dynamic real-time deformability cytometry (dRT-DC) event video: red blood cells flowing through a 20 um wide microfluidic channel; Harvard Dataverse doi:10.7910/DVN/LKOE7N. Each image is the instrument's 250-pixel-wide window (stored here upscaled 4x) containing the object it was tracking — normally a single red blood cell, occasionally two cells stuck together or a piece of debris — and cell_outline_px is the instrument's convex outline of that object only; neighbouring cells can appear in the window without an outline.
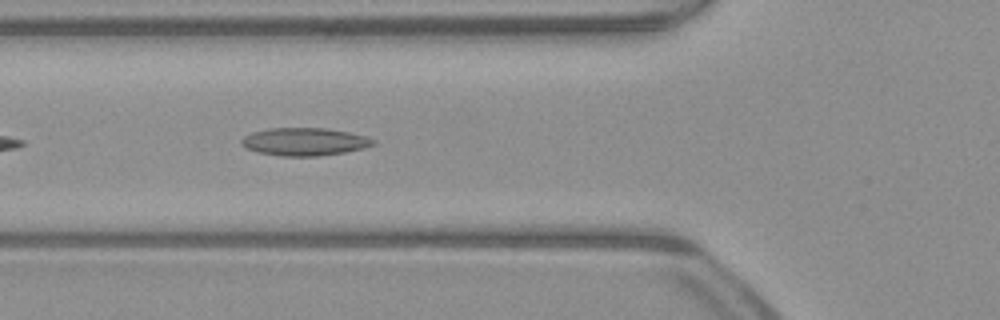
{"species": "common noctule bat (a hibernating species)", "species_latin": "Nyctalus noctula", "temperature_condition": "warm", "stored_images_in_passage": 32, "camera_frame_rate_fps": 3000, "um_per_image_px": 0.085, "animal": {"sex": "male", "body_mass_g": 23.1, "forearm_length_mm": 52.7}, "frame": {"image": 1, "passage_image": 5, "time_ms": 1.333, "image_size_px": [1000, 320], "cell_outline_px": [[376, 144], [364, 148], [344, 152], [316, 156], [280, 156], [256, 152], [240, 144], [240, 140], [244, 136], [252, 132], [268, 128], [328, 128], [368, 136], [376, 140]], "centroid_in_image_um": [25.89, 12.04], "position_along_channel_um": 99.9, "area_um2": 21.5}}
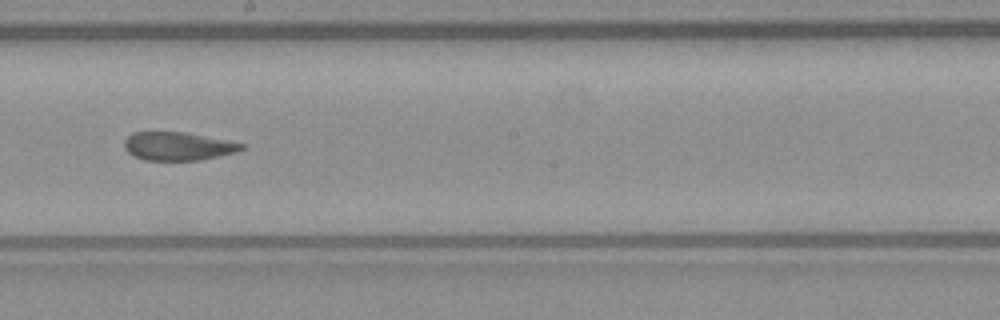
{"frame": {"image": 2, "passage_image": 15, "time_ms": 4.667, "image_size_px": [1000, 320], "cell_outline_px": [[244, 148], [236, 152], [200, 160], [144, 160], [128, 152], [124, 148], [124, 140], [132, 132], [184, 132], [228, 140], [244, 144]], "centroid_in_image_um": [15.12, 12.42], "position_along_channel_um": 233.1, "area_um2": 19.25}}
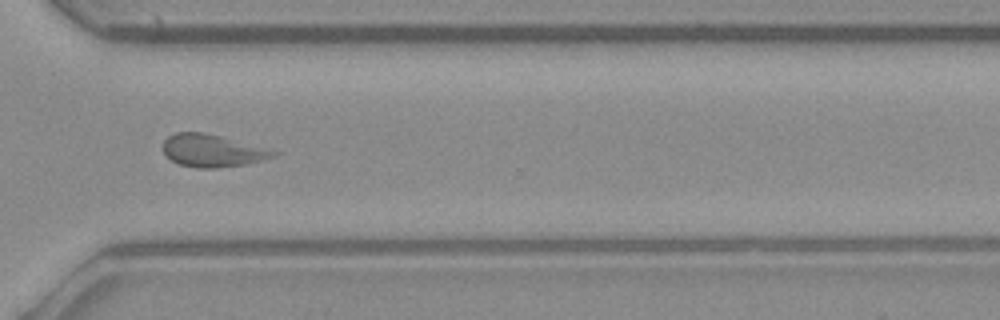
{"frame": {"image": 3, "passage_image": 24, "time_ms": 7.667, "image_size_px": [1000, 320], "cell_outline_px": [[280, 152], [276, 156], [244, 164], [216, 168], [196, 168], [180, 164], [172, 160], [164, 152], [164, 140], [168, 136], [176, 132], [204, 132], [220, 136]], "centroid_in_image_um": [18.03, 12.8], "position_along_channel_um": 352.6, "area_um2": 20.52}, "authors_computed_cell_mechanics": {"area_um2": 20.519, "velocity_mm_per_s": 3.9876, "shape_relaxation_time_tau1_ms": 9.8498, "shape_relaxation_time_tau2_ms": 3.1165, "deformation_change_tau1": 0.1548, "deformation_change_tau2": 0.1118}}